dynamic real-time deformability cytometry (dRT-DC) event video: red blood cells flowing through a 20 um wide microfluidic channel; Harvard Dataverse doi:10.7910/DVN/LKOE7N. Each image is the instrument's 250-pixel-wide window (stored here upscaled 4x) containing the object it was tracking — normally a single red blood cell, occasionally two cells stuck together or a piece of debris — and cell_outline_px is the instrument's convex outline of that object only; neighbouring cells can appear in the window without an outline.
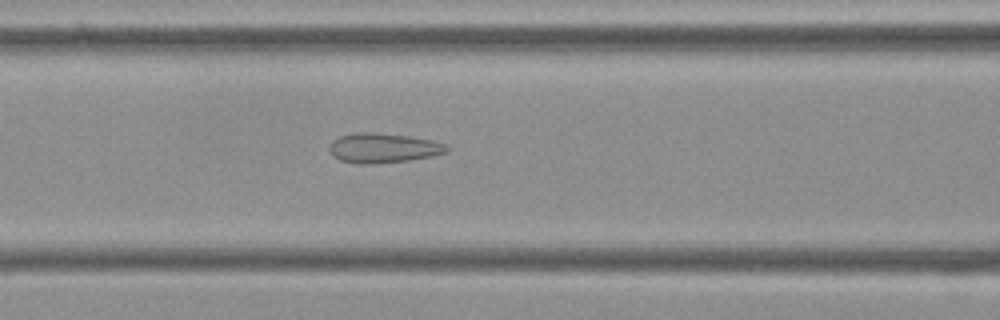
{"species": "Egyptian fruit bat (a non-hibernating species)", "species_latin": "Rousettus aegyptiacus", "temperature_condition": "cold", "stored_images_in_passage": 51, "camera_frame_rate_fps": 3000, "um_per_image_px": 0.085, "frame": {"image": 1, "passage_image": 18, "time_ms": 5.667, "image_size_px": [1000, 320], "cell_outline_px": [[452, 148], [448, 152], [432, 156], [408, 160], [372, 164], [356, 164], [340, 160], [332, 156], [328, 148], [328, 144], [332, 140], [340, 136], [356, 132], [372, 132], [408, 136], [432, 140], [448, 144]], "centroid_in_image_um": [32.57, 12.58], "position_along_channel_um": 134.0, "area_um2": 20.63}}
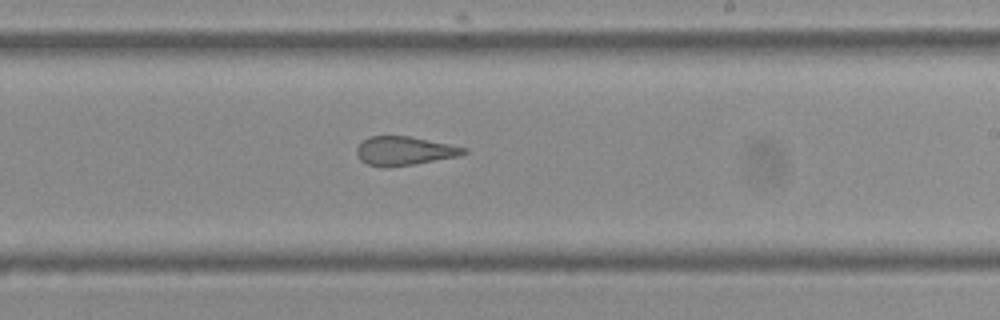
{"frame": {"image": 2, "passage_image": 28, "time_ms": 9.0, "image_size_px": [1000, 320], "cell_outline_px": [[468, 152], [460, 156], [388, 168], [384, 168], [368, 164], [360, 160], [356, 156], [356, 148], [368, 136], [412, 136], [468, 148]], "centroid_in_image_um": [34.37, 12.82], "position_along_channel_um": 254.6, "area_um2": 18.15}}
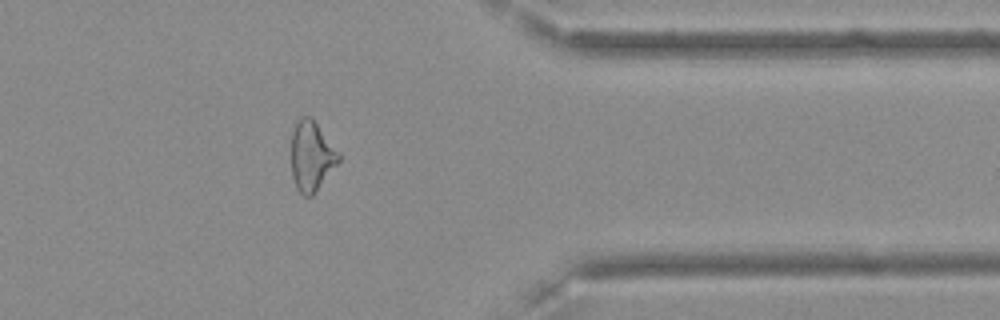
{"frame": {"image": 3, "passage_image": 40, "time_ms": 13.0, "image_size_px": [1000, 320], "cell_outline_px": [[340, 160], [312, 196], [304, 196], [296, 188], [292, 176], [292, 132], [300, 116], [312, 116], [340, 152]], "centroid_in_image_um": [26.49, 13.23], "position_along_channel_um": 384.9, "area_um2": 19.36}, "authors_computed_cell_mechanics": {"area_um2": 20.6346, "velocity_mm_per_s": 3.6229, "shape_relaxation_time_tau1_ms": null, "shape_relaxation_time_tau2_ms": 1.8105, "deformation_change_tau1": null, "deformation_change_tau2": 0.1224}}